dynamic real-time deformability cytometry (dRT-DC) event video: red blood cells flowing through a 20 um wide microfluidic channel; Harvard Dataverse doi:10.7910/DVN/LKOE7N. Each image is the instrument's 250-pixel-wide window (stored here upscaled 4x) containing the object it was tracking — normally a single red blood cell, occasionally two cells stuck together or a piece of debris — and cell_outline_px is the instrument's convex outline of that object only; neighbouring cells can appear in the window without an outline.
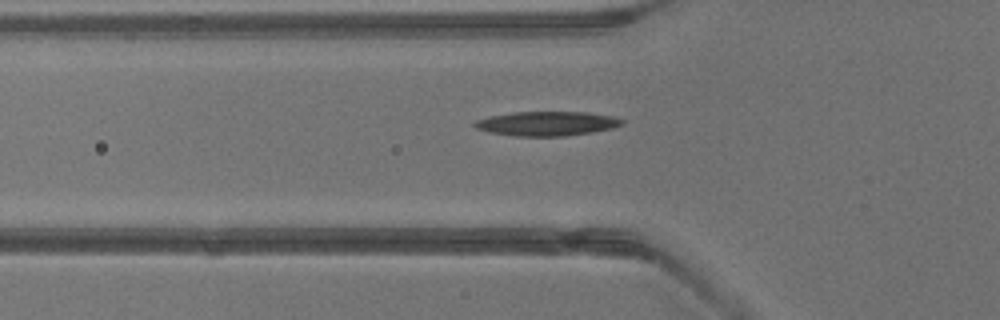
{"species": "common noctule bat (a hibernating species)", "species_latin": "Nyctalus noctula", "temperature_condition": "warm", "stored_images_in_passage": 4, "camera_frame_rate_fps": 3000, "um_per_image_px": 0.085, "animal": {"sex": "male", "body_mass_g": 13.3}, "frame": {"image": 1, "passage_image": 4, "time_ms": 1.0, "image_size_px": [1000, 320], "cell_outline_px": [[624, 124], [612, 128], [592, 132], [564, 136], [516, 136], [488, 132], [476, 128], [472, 124], [476, 120], [488, 116], [512, 112], [588, 112], [612, 116], [624, 120]], "centroid_in_image_um": [46.47, 10.5], "position_along_channel_um": 79.3, "area_um2": 20.98}}